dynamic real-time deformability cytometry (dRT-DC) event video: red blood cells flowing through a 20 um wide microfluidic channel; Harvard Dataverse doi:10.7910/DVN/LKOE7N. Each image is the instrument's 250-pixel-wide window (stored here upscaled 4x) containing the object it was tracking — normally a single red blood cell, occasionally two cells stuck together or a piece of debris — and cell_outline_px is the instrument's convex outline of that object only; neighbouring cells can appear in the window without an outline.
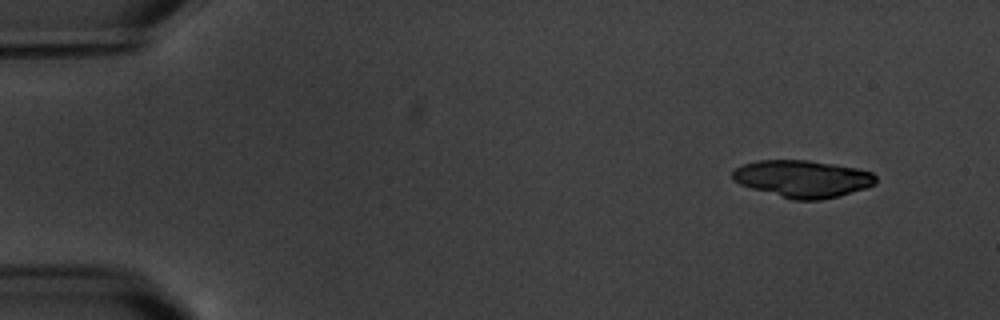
{"species": "common noctule bat (a hibernating species)", "species_latin": "Nyctalus noctula", "temperature_condition": "warm", "stored_images_in_passage": 15, "camera_frame_rate_fps": 3000, "um_per_image_px": 0.085, "animal": {"sex": "male", "body_mass_g": 20.1, "forearm_length_mm": 53.5}, "frame": {"image": 1, "passage_image": 1, "time_ms": 0.0, "image_size_px": [1000, 320], "cell_outline_px": [[876, 184], [840, 196], [820, 200], [792, 200], [752, 188], [740, 184], [732, 180], [732, 172], [736, 168], [744, 164], [760, 160], [808, 160], [856, 168], [872, 172], [876, 176]], "centroid_in_image_um": [68.22, 15.2], "position_along_channel_um": 16.8, "area_um2": 30.92}}
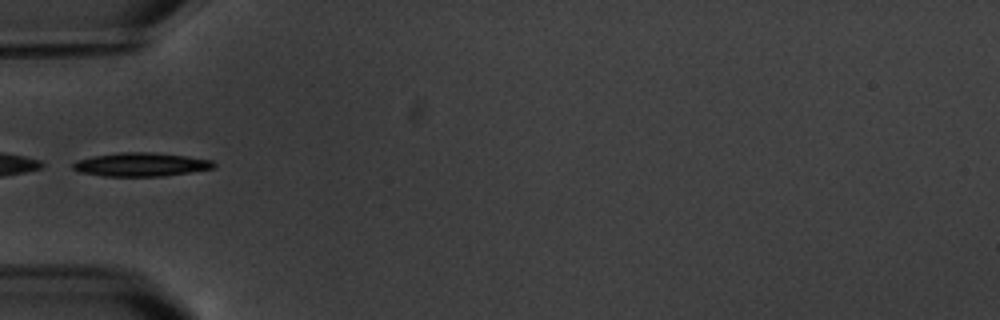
{"frame": {"image": 2, "passage_image": 5, "time_ms": 5.0, "image_size_px": [1000, 320], "cell_outline_px": [[216, 168], [160, 176], [104, 176], [80, 172], [72, 168], [72, 164], [76, 160], [92, 156], [120, 152], [152, 152], [184, 156], [212, 160], [216, 164]], "centroid_in_image_um": [11.96, 13.98], "position_along_channel_um": 73.0, "area_um2": 19.31}}
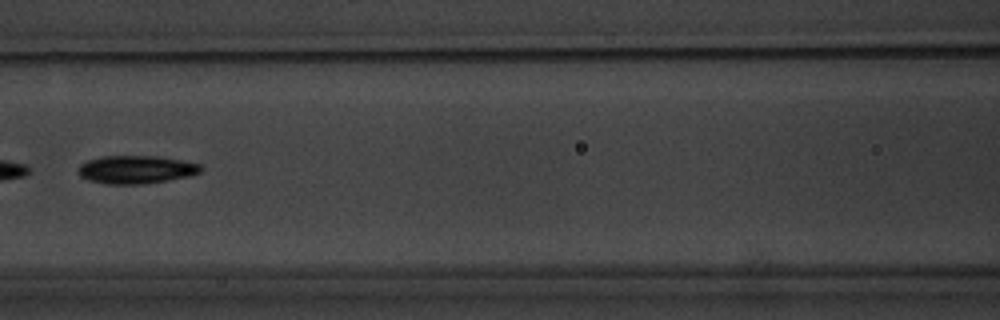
{"frame": {"image": 3, "passage_image": 7, "time_ms": 7.333, "image_size_px": [1000, 320], "cell_outline_px": [[200, 172], [188, 176], [168, 180], [140, 184], [104, 184], [88, 180], [80, 176], [80, 164], [88, 160], [100, 156], [156, 156], [180, 160], [200, 164]], "centroid_in_image_um": [11.53, 14.41], "position_along_channel_um": 155.1, "area_um2": 19.83}, "authors_computed_cell_mechanics": {"area_um2": 19.8254, "velocity_mm_per_s": 3.4694, "shape_relaxation_time_tau1_ms": 1.3808, "shape_relaxation_time_tau2_ms": 4.1836, "deformation_change_tau1": 0.1076, "deformation_change_tau2": 0.0569}}